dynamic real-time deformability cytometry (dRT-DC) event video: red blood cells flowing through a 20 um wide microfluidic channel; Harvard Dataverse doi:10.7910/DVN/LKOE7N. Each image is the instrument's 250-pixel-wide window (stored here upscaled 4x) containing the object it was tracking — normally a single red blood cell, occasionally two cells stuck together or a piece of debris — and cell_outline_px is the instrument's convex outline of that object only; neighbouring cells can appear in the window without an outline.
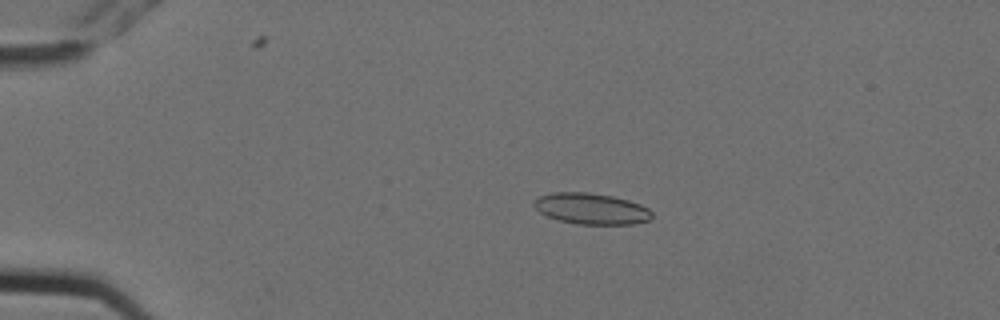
{"species": "Egyptian fruit bat (a non-hibernating species)", "species_latin": "Rousettus aegyptiacus", "temperature_condition": "cold", "stored_images_in_passage": 6, "camera_frame_rate_fps": 3000, "um_per_image_px": 0.085, "animal": {"sex": "female"}, "frame": {"image": 1, "passage_image": 4, "time_ms": 1.0, "image_size_px": [1000, 320], "cell_outline_px": [[652, 216], [648, 220], [636, 224], [576, 224], [560, 220], [548, 216], [540, 212], [532, 204], [532, 200], [540, 196], [552, 192], [588, 192], [612, 196], [628, 200], [640, 204], [648, 208], [652, 212]], "centroid_in_image_um": [50.25, 17.73], "position_along_channel_um": 34.8, "area_um2": 21.39}}
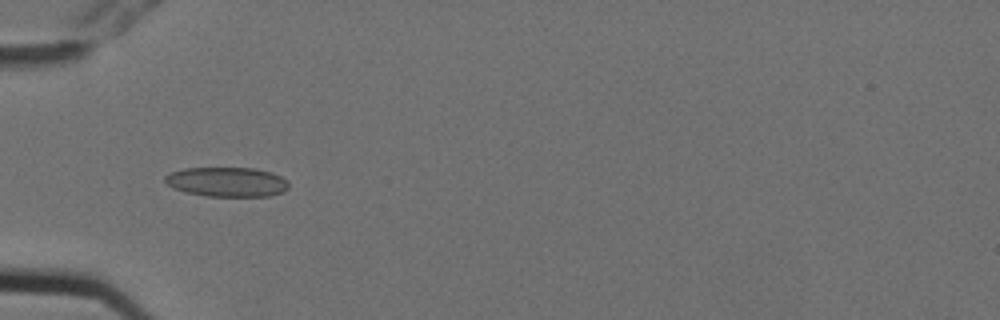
{"frame": {"image": 2, "passage_image": 6, "time_ms": 1.667, "image_size_px": [1000, 320], "cell_outline_px": [[288, 188], [284, 192], [268, 196], [208, 196], [184, 192], [168, 184], [164, 180], [164, 176], [172, 172], [184, 168], [256, 168], [272, 172], [288, 180]], "centroid_in_image_um": [19.33, 15.46], "position_along_channel_um": 65.7, "area_um2": 21.33}}